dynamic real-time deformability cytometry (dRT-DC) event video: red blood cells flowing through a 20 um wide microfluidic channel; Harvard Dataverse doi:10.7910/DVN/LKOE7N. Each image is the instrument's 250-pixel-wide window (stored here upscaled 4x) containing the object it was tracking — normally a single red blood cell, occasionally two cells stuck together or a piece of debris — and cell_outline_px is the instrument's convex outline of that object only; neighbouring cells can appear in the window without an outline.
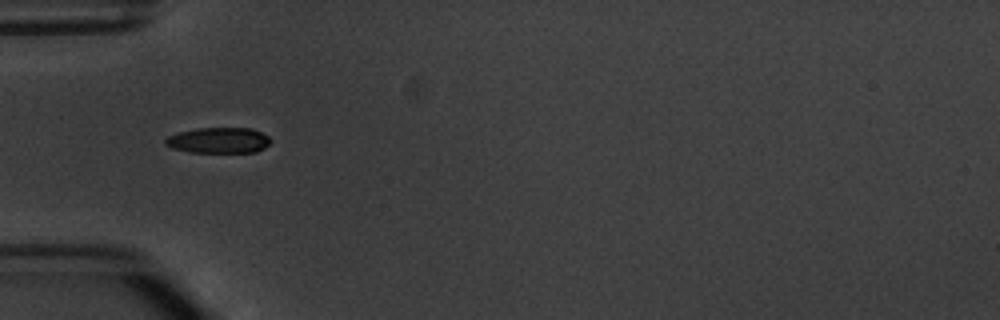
{"species": "common noctule bat (a hibernating species)", "species_latin": "Nyctalus noctula", "temperature_condition": "warm", "stored_images_in_passage": 5, "camera_frame_rate_fps": 3000, "um_per_image_px": 0.085, "animal": {"sex": "male", "body_mass_g": 20.1, "forearm_length_mm": 53.5}, "frame": {"image": 1, "passage_image": 2, "time_ms": 1.333, "image_size_px": [1000, 320], "cell_outline_px": [[272, 140], [264, 148], [256, 152], [188, 152], [172, 148], [164, 144], [164, 140], [168, 136], [180, 132], [196, 128], [252, 128], [268, 136]], "centroid_in_image_um": [18.58, 11.93], "position_along_channel_um": 66.4, "area_um2": 15.78}}